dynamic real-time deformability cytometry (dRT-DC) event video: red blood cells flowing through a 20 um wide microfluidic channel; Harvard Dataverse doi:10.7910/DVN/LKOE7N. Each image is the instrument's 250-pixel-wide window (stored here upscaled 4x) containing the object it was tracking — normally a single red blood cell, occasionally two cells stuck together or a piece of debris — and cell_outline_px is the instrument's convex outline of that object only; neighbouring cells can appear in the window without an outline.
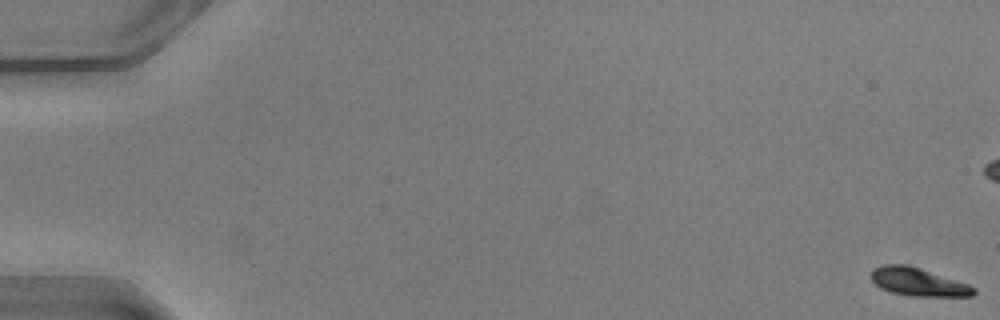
{"species": "common noctule bat (a hibernating species)", "species_latin": "Nyctalus noctula", "temperature_condition": "warm", "stored_images_in_passage": 16, "camera_frame_rate_fps": 3000, "um_per_image_px": 0.085, "animal": {"sex": "male", "body_mass_g": 20.5, "forearm_length_mm": 52.5}, "frame": {"image": 1, "passage_image": 1, "time_ms": 0.0, "image_size_px": [1000, 320], "cell_outline_px": [[976, 292], [972, 296], [912, 296], [892, 292], [880, 288], [872, 280], [872, 272], [876, 268], [884, 264], [908, 264], [968, 284], [976, 288]], "centroid_in_image_um": [78.06, 23.96], "position_along_channel_um": 6.9, "area_um2": 16.59}}